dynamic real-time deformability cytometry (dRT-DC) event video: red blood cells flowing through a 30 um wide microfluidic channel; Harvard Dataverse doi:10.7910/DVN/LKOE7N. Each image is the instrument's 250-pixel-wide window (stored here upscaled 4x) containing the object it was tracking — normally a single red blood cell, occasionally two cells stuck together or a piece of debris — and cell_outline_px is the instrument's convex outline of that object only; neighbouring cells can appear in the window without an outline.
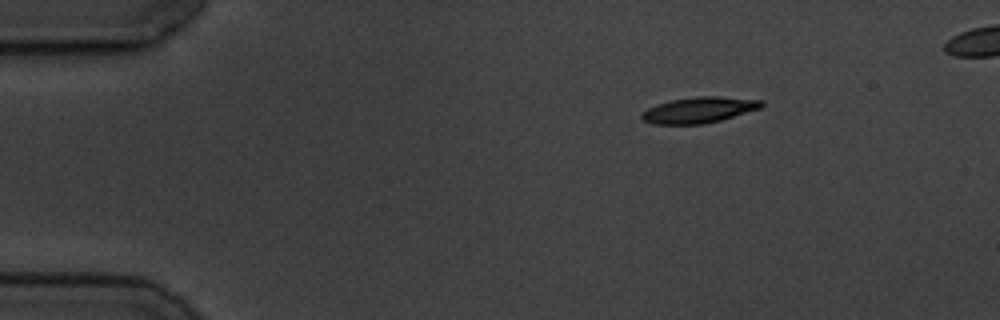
{"species": "common noctule bat (a hibernating species)", "species_latin": "Nyctalus noctula", "temperature_condition": "cold", "stored_images_in_passage": 9, "camera_frame_rate_fps": 3000, "um_per_image_px": 0.085, "animal": {"sex": "male", "body_mass_g": 19.5, "forearm_length_mm": 54.6}, "frame": {"image": 1, "passage_image": 1, "time_ms": 0.0, "image_size_px": [1000, 320], "cell_outline_px": [[764, 104], [760, 108], [720, 120], [704, 124], [652, 124], [644, 120], [640, 116], [640, 112], [656, 104], [672, 100], [696, 96], [720, 96], [764, 100]], "centroid_in_image_um": [59.4, 9.34], "position_along_channel_um": 25.6, "area_um2": 18.09}}
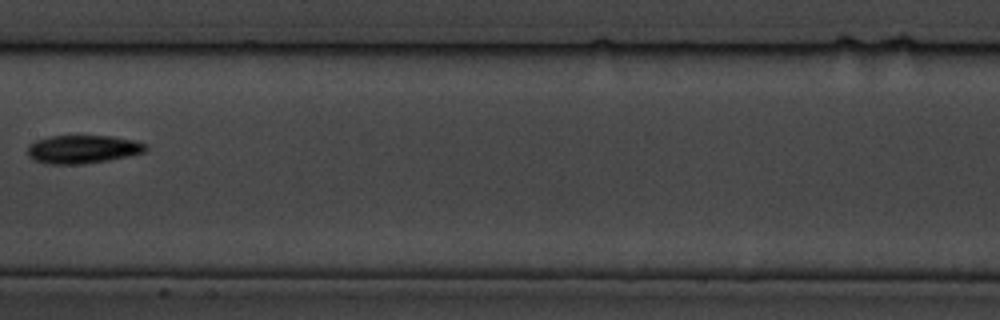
{"frame": {"image": 2, "passage_image": 7, "time_ms": 7.0, "image_size_px": [1000, 320], "cell_outline_px": [[148, 148], [144, 152], [128, 156], [108, 160], [84, 164], [48, 164], [36, 160], [28, 156], [28, 144], [36, 140], [52, 136], [112, 136], [136, 140], [144, 144]], "centroid_in_image_um": [7.04, 12.68], "position_along_channel_um": 200.4, "area_um2": 19.42}}
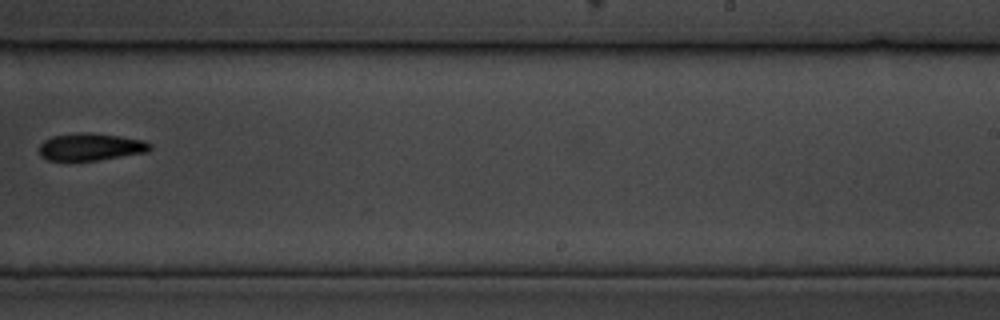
{"frame": {"image": 3, "passage_image": 9, "time_ms": 9.333, "image_size_px": [1000, 320], "cell_outline_px": [[152, 148], [148, 152], [96, 160], [48, 160], [40, 156], [40, 144], [44, 140], [52, 136], [72, 132], [92, 132], [120, 136], [144, 140], [152, 144]], "centroid_in_image_um": [7.71, 12.46], "position_along_channel_um": 281.3, "area_um2": 17.8}}